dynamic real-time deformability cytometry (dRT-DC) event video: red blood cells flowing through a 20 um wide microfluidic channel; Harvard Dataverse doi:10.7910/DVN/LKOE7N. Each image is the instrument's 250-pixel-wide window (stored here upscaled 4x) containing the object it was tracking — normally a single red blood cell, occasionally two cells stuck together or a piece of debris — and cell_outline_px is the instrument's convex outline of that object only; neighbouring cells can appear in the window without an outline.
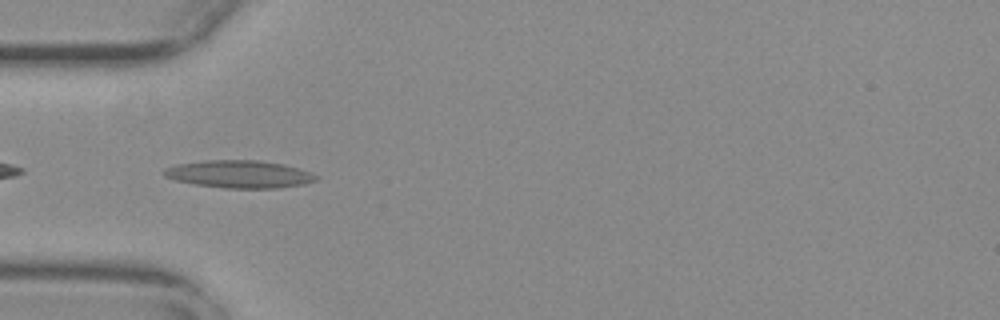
{"species": "common noctule bat (a hibernating species)", "species_latin": "Nyctalus noctula", "temperature_condition": "warm", "stored_images_in_passage": 40, "camera_frame_rate_fps": 3000, "um_per_image_px": 0.085, "animal": {"sex": "female", "body_mass_g": 29.2, "forearm_length_mm": 56.3}, "frame": {"image": 1, "passage_image": 2, "time_ms": 0.333, "image_size_px": [1000, 320], "cell_outline_px": [[320, 176], [316, 180], [304, 184], [280, 188], [224, 188], [196, 184], [176, 180], [164, 176], [164, 168], [176, 164], [204, 160], [256, 160], [284, 164]], "centroid_in_image_um": [20.34, 14.8], "position_along_channel_um": 64.7, "area_um2": 24.33}}
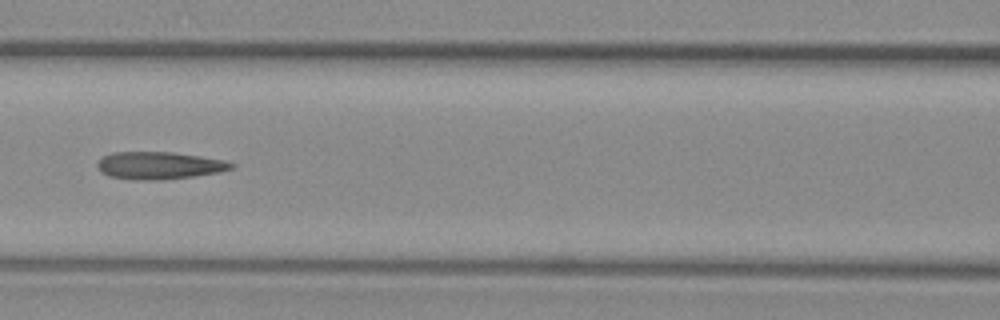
{"frame": {"image": 2, "passage_image": 9, "time_ms": 2.667, "image_size_px": [1000, 320], "cell_outline_px": [[236, 164], [232, 168], [220, 172], [164, 180], [132, 180], [108, 176], [100, 172], [96, 164], [104, 156], [112, 152], [172, 152], [200, 156], [224, 160]], "centroid_in_image_um": [13.51, 14.07], "position_along_channel_um": 153.1, "area_um2": 21.5}}
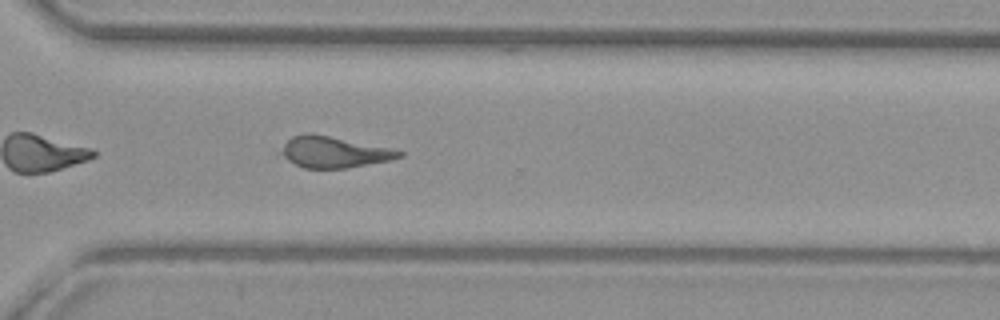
{"frame": {"image": 3, "passage_image": 24, "time_ms": 7.667, "image_size_px": [1000, 320], "cell_outline_px": [[404, 156], [392, 160], [348, 168], [304, 168], [288, 160], [284, 156], [284, 144], [292, 136], [304, 132], [312, 132], [388, 148], [404, 152]], "centroid_in_image_um": [28.42, 12.92], "position_along_channel_um": 342.2, "area_um2": 21.21}}